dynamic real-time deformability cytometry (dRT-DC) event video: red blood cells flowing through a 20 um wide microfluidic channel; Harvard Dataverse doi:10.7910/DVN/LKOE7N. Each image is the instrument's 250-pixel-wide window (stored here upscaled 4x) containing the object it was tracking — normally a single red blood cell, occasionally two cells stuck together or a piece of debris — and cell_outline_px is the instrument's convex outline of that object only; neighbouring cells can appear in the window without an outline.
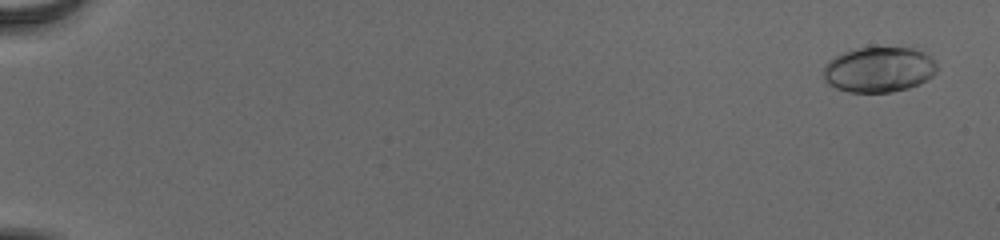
{"species": "human", "species_latin": "Homo sapiens", "temperature_condition": "cold", "stored_images_in_passage": 56, "camera_frame_rate_fps": 3000, "um_per_image_px": 0.085, "donor": {"sex": "male"}, "frame": {"image": 1, "passage_image": 3, "time_ms": 0.667, "image_size_px": [1000, 240], "cell_outline_px": [[936, 72], [932, 76], [920, 84], [908, 88], [892, 92], [848, 92], [836, 88], [828, 84], [824, 80], [824, 64], [828, 60], [844, 52], [856, 48], [912, 48], [924, 52], [936, 64]], "centroid_in_image_um": [74.68, 5.92], "position_along_channel_um": 10.3, "area_um2": 29.94}}
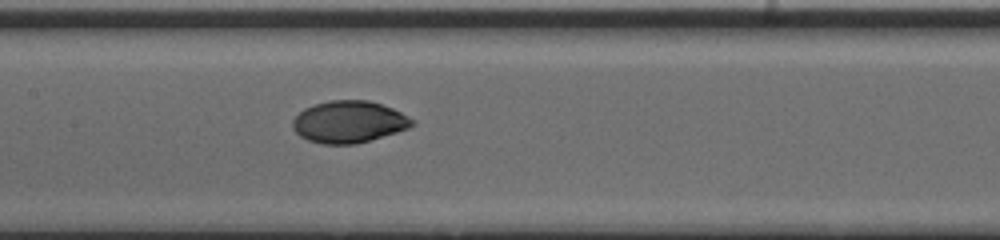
{"frame": {"image": 2, "passage_image": 31, "time_ms": 10.0, "image_size_px": [1000, 240], "cell_outline_px": [[416, 124], [408, 128], [396, 132], [356, 144], [320, 144], [308, 140], [300, 136], [292, 128], [292, 120], [304, 108], [312, 104], [328, 100], [368, 100], [392, 108], [400, 112], [412, 120]], "centroid_in_image_um": [29.61, 10.35], "position_along_channel_um": 177.8, "area_um2": 29.13}}
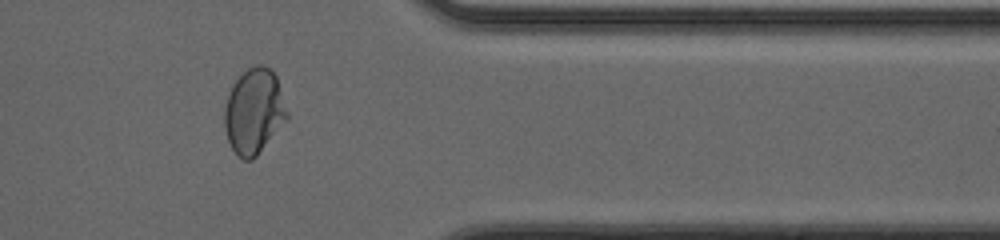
{"frame": {"image": 3, "passage_image": 48, "time_ms": 15.667, "image_size_px": [1000, 240], "cell_outline_px": [[288, 116], [256, 156], [252, 160], [244, 160], [232, 148], [228, 140], [224, 124], [224, 108], [228, 92], [232, 84], [248, 68], [256, 64], [264, 64], [276, 76], [288, 112]], "centroid_in_image_um": [21.56, 9.43], "position_along_channel_um": 389.8, "area_um2": 30.63}, "authors_computed_cell_mechanics": {"area_um2": 29.2179, "velocity_mm_per_s": 3.8893, "shape_relaxation_time_tau1_ms": 4.5632, "shape_relaxation_time_tau2_ms": null, "deformation_change_tau1": 0.1864, "deformation_change_tau2": null}}